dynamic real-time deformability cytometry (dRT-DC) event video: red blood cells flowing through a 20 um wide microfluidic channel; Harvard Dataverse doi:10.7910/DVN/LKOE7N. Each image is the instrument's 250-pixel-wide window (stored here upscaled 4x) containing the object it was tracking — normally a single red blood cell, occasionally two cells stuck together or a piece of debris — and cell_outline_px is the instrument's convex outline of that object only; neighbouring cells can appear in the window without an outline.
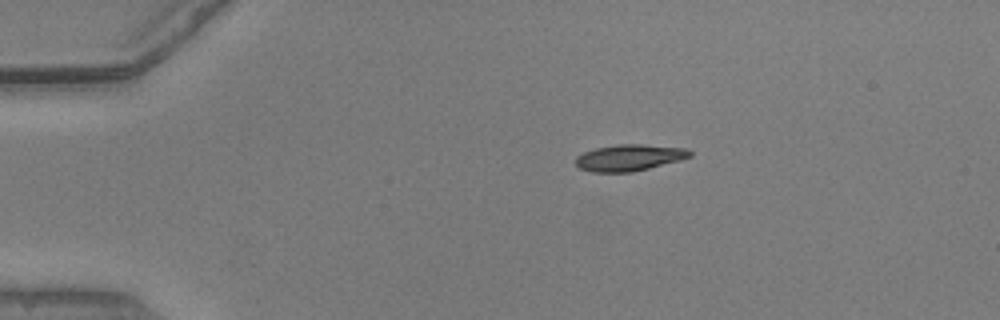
{"species": "common noctule bat (a hibernating species)", "species_latin": "Nyctalus noctula", "temperature_condition": "warm", "stored_images_in_passage": 32, "camera_frame_rate_fps": 3000, "um_per_image_px": 0.085, "animal": {"sex": "male", "body_mass_g": 20.5, "forearm_length_mm": 52.5}, "frame": {"image": 1, "passage_image": 1, "time_ms": 0.0, "image_size_px": [1000, 320], "cell_outline_px": [[692, 156], [680, 160], [632, 172], [592, 172], [580, 168], [576, 164], [576, 156], [584, 152], [596, 148], [620, 144], [640, 144], [688, 148], [692, 152]], "centroid_in_image_um": [53.51, 13.39], "position_along_channel_um": 31.5, "area_um2": 17.51}}
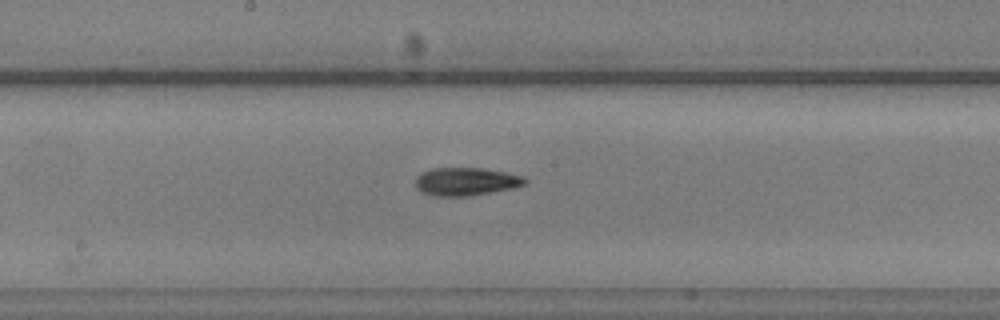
{"frame": {"image": 2, "passage_image": 19, "time_ms": 6.0, "image_size_px": [1000, 320], "cell_outline_px": [[528, 184], [512, 188], [468, 196], [432, 196], [420, 192], [416, 188], [416, 176], [420, 172], [432, 168], [480, 168], [504, 172], [524, 176], [528, 180]], "centroid_in_image_um": [39.58, 15.43], "position_along_channel_um": 208.6, "area_um2": 18.03}}
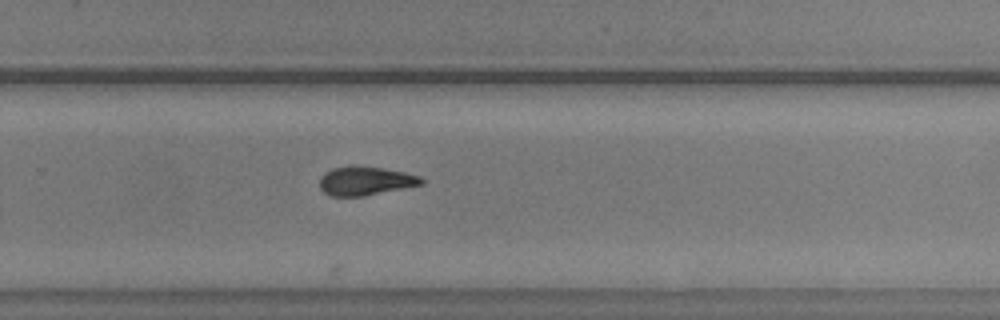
{"frame": {"image": 3, "passage_image": 26, "time_ms": 8.333, "image_size_px": [1000, 320], "cell_outline_px": [[424, 184], [364, 196], [332, 196], [324, 192], [320, 188], [320, 180], [332, 168], [380, 168], [404, 172], [420, 176], [424, 180]], "centroid_in_image_um": [31.12, 15.42], "position_along_channel_um": 298.7, "area_um2": 16.3}}